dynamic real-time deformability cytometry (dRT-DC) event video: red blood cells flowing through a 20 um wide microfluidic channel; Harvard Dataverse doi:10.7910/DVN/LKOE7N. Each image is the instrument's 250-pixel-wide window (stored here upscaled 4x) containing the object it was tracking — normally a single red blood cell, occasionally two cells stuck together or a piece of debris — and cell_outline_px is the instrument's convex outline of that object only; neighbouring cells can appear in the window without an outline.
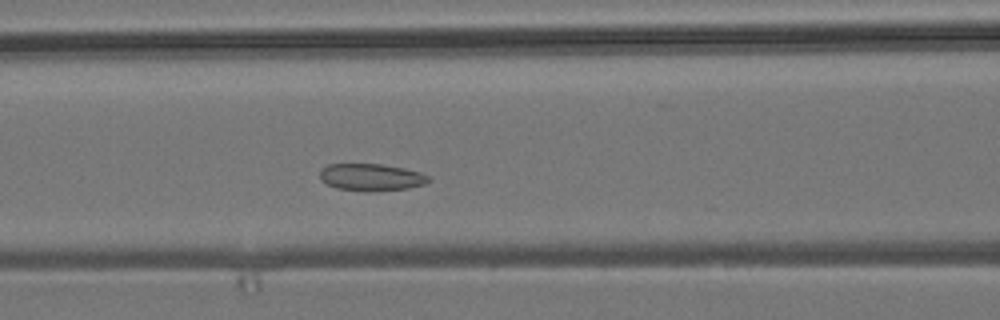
{"species": "common noctule bat (a hibernating species)", "species_latin": "Nyctalus noctula", "temperature_condition": "room temperature", "stored_images_in_passage": 48, "camera_frame_rate_fps": 3000, "um_per_image_px": 0.085, "animal": {"sex": "male", "body_mass_g": 19.2, "forearm_length_mm": 51.8}, "frame": {"image": 1, "passage_image": 16, "time_ms": 5.0, "image_size_px": [1000, 320], "cell_outline_px": [[432, 180], [424, 184], [408, 188], [372, 192], [368, 192], [336, 188], [320, 180], [320, 168], [328, 164], [380, 164], [404, 168], [420, 172], [428, 176]], "centroid_in_image_um": [31.54, 15.07], "position_along_channel_um": 135.1, "area_um2": 17.34}}
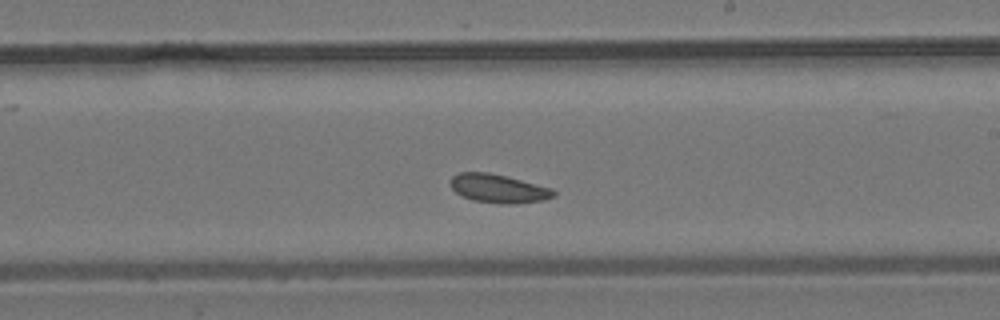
{"frame": {"image": 2, "passage_image": 25, "time_ms": 8.0, "image_size_px": [1000, 320], "cell_outline_px": [[556, 196], [544, 200], [512, 204], [500, 204], [472, 200], [456, 192], [448, 184], [452, 176], [460, 172], [488, 172], [508, 176], [552, 188], [556, 192]], "centroid_in_image_um": [42.37, 16.02], "position_along_channel_um": 246.6, "area_um2": 17.4}}
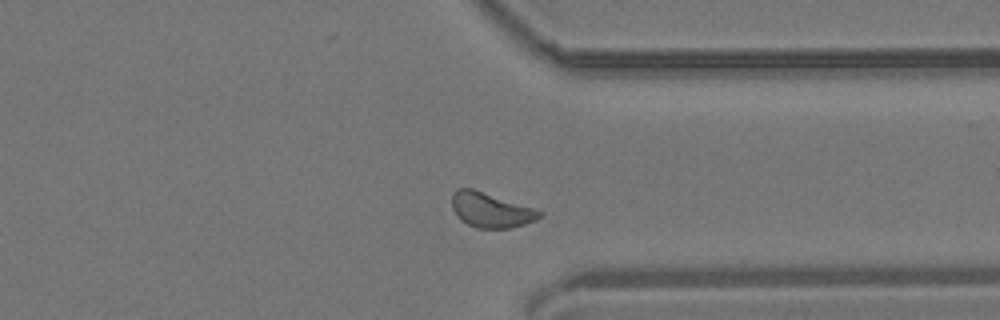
{"frame": {"image": 3, "passage_image": 35, "time_ms": 11.333, "image_size_px": [1000, 320], "cell_outline_px": [[544, 212], [536, 220], [512, 228], [476, 228], [460, 220], [456, 216], [452, 208], [452, 192], [456, 188], [472, 188]], "centroid_in_image_um": [41.67, 17.86], "position_along_channel_um": 369.7, "area_um2": 17.69}}